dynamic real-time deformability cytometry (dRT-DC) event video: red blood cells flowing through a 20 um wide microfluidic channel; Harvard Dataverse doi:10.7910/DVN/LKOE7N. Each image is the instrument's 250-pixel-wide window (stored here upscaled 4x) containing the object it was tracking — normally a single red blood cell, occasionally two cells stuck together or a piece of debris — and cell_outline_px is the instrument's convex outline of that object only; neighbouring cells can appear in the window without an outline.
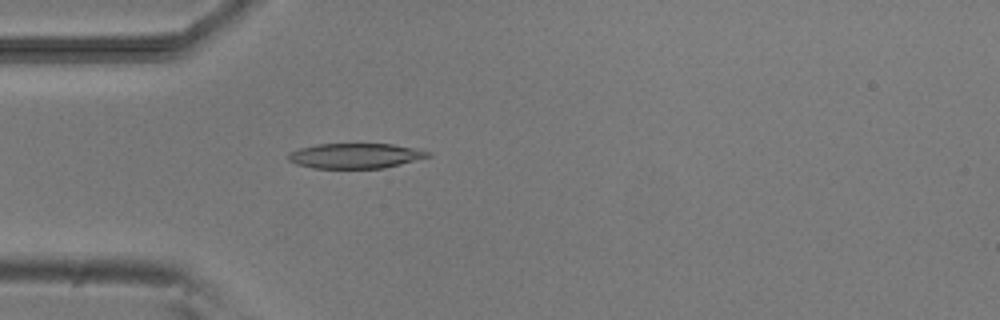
{"species": "common noctule bat (a hibernating species)", "species_latin": "Nyctalus noctula", "temperature_condition": "room temperature", "stored_images_in_passage": 5, "camera_frame_rate_fps": 3000, "um_per_image_px": 0.085, "animal": {"sex": "male", "body_mass_g": 20.5, "forearm_length_mm": 52.5}, "frame": {"image": 1, "passage_image": 5, "time_ms": 4.667, "image_size_px": [1000, 320], "cell_outline_px": [[432, 156], [384, 168], [312, 168], [296, 164], [288, 160], [288, 152], [300, 148], [316, 144], [392, 144], [432, 152]], "centroid_in_image_um": [30.18, 13.24], "position_along_channel_um": 54.8, "area_um2": 20.4}}